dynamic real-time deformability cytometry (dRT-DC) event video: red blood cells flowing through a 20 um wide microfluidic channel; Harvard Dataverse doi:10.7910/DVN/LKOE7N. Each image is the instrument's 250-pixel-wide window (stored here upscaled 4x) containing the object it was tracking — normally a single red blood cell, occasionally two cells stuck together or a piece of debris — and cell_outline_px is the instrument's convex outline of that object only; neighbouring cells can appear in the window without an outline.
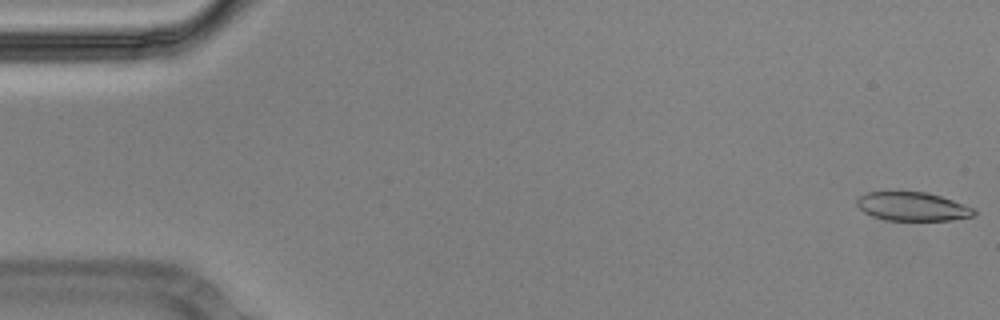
{"species": "Egyptian fruit bat (a non-hibernating species)", "species_latin": "Rousettus aegyptiacus", "temperature_condition": "cold", "stored_images_in_passage": 57, "camera_frame_rate_fps": 3000, "um_per_image_px": 0.085, "animal": {"sex": "male"}, "frame": {"image": 1, "passage_image": 1, "time_ms": 0.0, "image_size_px": [1000, 320], "cell_outline_px": [[976, 216], [952, 220], [884, 220], [872, 216], [864, 212], [856, 204], [856, 200], [860, 196], [868, 192], [928, 192], [976, 208]], "centroid_in_image_um": [77.6, 17.56], "position_along_channel_um": 7.4, "area_um2": 19.65}}
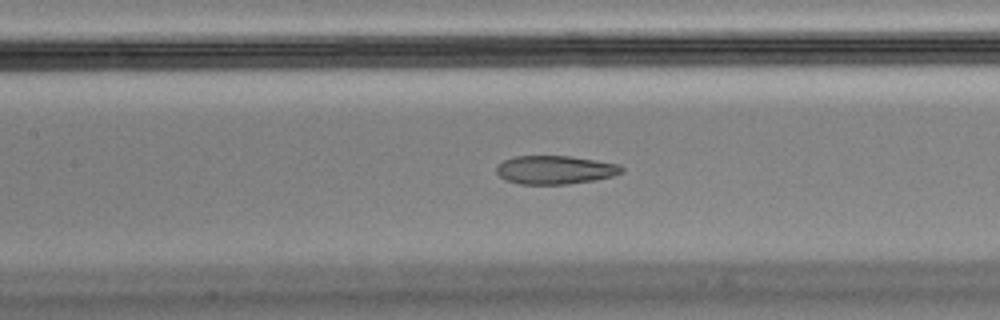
{"frame": {"image": 2, "passage_image": 25, "time_ms": 8.0, "image_size_px": [1000, 320], "cell_outline_px": [[624, 172], [612, 176], [596, 180], [568, 184], [520, 184], [504, 180], [496, 172], [496, 168], [504, 160], [512, 156], [568, 156], [620, 164], [624, 168]], "centroid_in_image_um": [47.19, 14.44], "position_along_channel_um": 160.2, "area_um2": 20.87}, "authors_computed_cell_mechanics": {"area_um2": 22.4842, "velocity_mm_per_s": 3.5939, "shape_relaxation_time_tau1_ms": null, "shape_relaxation_time_tau2_ms": 1.9744, "deformation_change_tau1": null, "deformation_change_tau2": 0.0852}}